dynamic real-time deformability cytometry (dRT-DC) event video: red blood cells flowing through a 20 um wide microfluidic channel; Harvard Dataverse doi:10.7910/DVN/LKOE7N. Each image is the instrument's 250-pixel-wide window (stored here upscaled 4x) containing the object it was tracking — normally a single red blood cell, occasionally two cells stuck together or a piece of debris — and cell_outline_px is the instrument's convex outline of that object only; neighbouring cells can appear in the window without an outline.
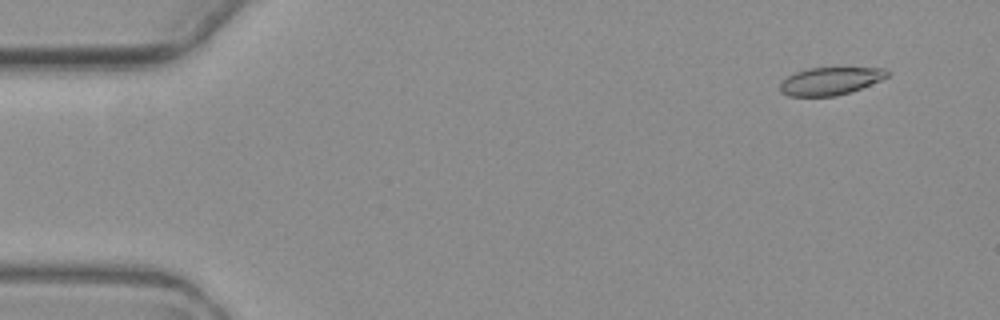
{"species": "common noctule bat (a hibernating species)", "species_latin": "Nyctalus noctula", "temperature_condition": "warm", "stored_images_in_passage": 4, "camera_frame_rate_fps": 3000, "um_per_image_px": 0.085, "animal": {"sex": "female", "body_mass_g": 19.3, "forearm_length_mm": 54.1}, "frame": {"image": 1, "passage_image": 1, "time_ms": 0.0, "image_size_px": [1000, 320], "cell_outline_px": [[888, 76], [880, 80], [860, 88], [836, 96], [788, 96], [780, 92], [780, 84], [788, 76], [796, 72], [812, 68], [884, 68], [888, 72]], "centroid_in_image_um": [70.54, 6.89], "position_along_channel_um": 14.5, "area_um2": 16.94}}
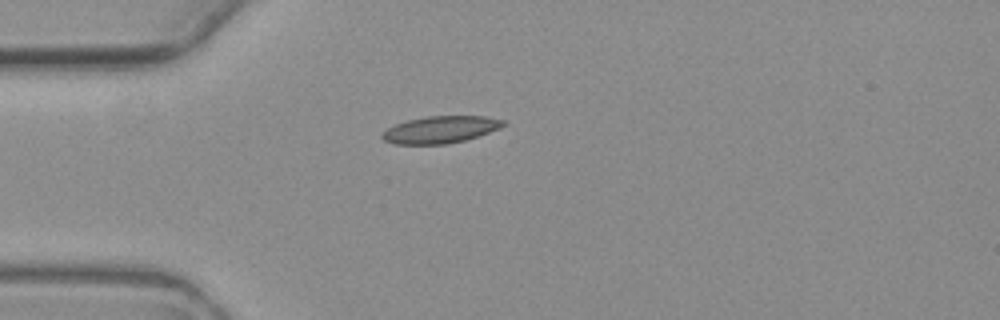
{"frame": {"image": 2, "passage_image": 4, "time_ms": 3.667, "image_size_px": [1000, 320], "cell_outline_px": [[508, 124], [500, 128], [464, 140], [448, 144], [396, 144], [384, 140], [380, 136], [388, 128], [396, 124], [408, 120], [428, 116], [484, 116], [504, 120]], "centroid_in_image_um": [37.46, 11.01], "position_along_channel_um": 47.5, "area_um2": 18.9}}